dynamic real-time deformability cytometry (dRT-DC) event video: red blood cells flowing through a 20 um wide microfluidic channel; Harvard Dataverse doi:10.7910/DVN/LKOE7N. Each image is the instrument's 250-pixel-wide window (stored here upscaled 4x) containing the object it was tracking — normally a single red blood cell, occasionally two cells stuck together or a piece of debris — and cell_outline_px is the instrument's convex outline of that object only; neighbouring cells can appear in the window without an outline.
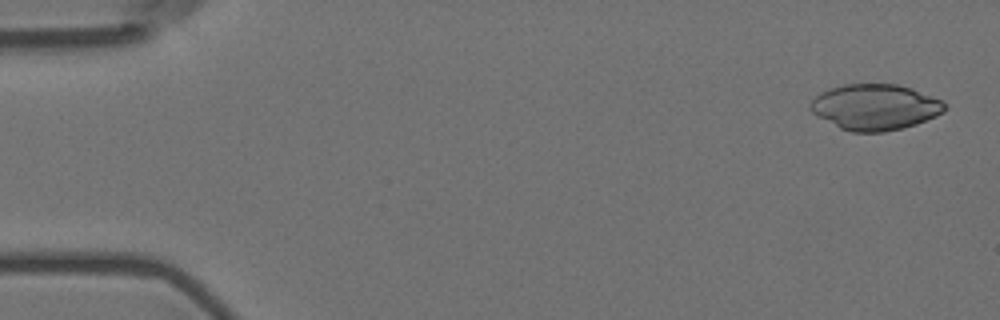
{"species": "Egyptian fruit bat (a non-hibernating species)", "species_latin": "Rousettus aegyptiacus", "temperature_condition": "room temperature", "stored_images_in_passage": 26, "camera_frame_rate_fps": 3000, "um_per_image_px": 0.085, "animal": {"sex": "female"}, "frame": {"image": 1, "passage_image": 2, "time_ms": 0.333, "image_size_px": [1000, 320], "cell_outline_px": [[944, 112], [936, 116], [916, 124], [884, 132], [852, 132], [840, 128], [812, 112], [808, 108], [808, 104], [820, 92], [844, 84], [896, 84], [912, 88], [940, 100], [944, 104]], "centroid_in_image_um": [74.35, 9.1], "position_along_channel_um": 10.6, "area_um2": 35.55}}